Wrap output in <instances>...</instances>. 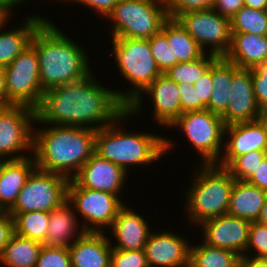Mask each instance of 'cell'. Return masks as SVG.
<instances>
[{
    "instance_id": "6da1fadb",
    "label": "cell",
    "mask_w": 267,
    "mask_h": 267,
    "mask_svg": "<svg viewBox=\"0 0 267 267\" xmlns=\"http://www.w3.org/2000/svg\"><path fill=\"white\" fill-rule=\"evenodd\" d=\"M93 73V74H92ZM92 71L87 77L44 91L35 109V123L87 127L98 130L127 111L115 89L103 86Z\"/></svg>"
},
{
    "instance_id": "7a4b0ae2",
    "label": "cell",
    "mask_w": 267,
    "mask_h": 267,
    "mask_svg": "<svg viewBox=\"0 0 267 267\" xmlns=\"http://www.w3.org/2000/svg\"><path fill=\"white\" fill-rule=\"evenodd\" d=\"M33 127V156L38 169L73 179L95 153L96 130L46 125Z\"/></svg>"
},
{
    "instance_id": "3957f363",
    "label": "cell",
    "mask_w": 267,
    "mask_h": 267,
    "mask_svg": "<svg viewBox=\"0 0 267 267\" xmlns=\"http://www.w3.org/2000/svg\"><path fill=\"white\" fill-rule=\"evenodd\" d=\"M53 23L47 18L30 41L38 56L40 83L44 91L82 80L92 72L90 58L83 47Z\"/></svg>"
},
{
    "instance_id": "277c9868",
    "label": "cell",
    "mask_w": 267,
    "mask_h": 267,
    "mask_svg": "<svg viewBox=\"0 0 267 267\" xmlns=\"http://www.w3.org/2000/svg\"><path fill=\"white\" fill-rule=\"evenodd\" d=\"M130 116L126 111L114 123L95 133V153L120 166L127 173L131 166L150 165L149 163L161 160L176 145L170 137L168 139L157 133L122 130L120 123Z\"/></svg>"
},
{
    "instance_id": "5b68a950",
    "label": "cell",
    "mask_w": 267,
    "mask_h": 267,
    "mask_svg": "<svg viewBox=\"0 0 267 267\" xmlns=\"http://www.w3.org/2000/svg\"><path fill=\"white\" fill-rule=\"evenodd\" d=\"M195 168L193 183L185 191L187 195L184 203V212L191 226L227 214L235 182L230 172L217 164H200Z\"/></svg>"
},
{
    "instance_id": "8992f818",
    "label": "cell",
    "mask_w": 267,
    "mask_h": 267,
    "mask_svg": "<svg viewBox=\"0 0 267 267\" xmlns=\"http://www.w3.org/2000/svg\"><path fill=\"white\" fill-rule=\"evenodd\" d=\"M112 54L122 78L130 83L129 90H115L128 106L160 74L153 58L149 40L112 38Z\"/></svg>"
},
{
    "instance_id": "52a82bcc",
    "label": "cell",
    "mask_w": 267,
    "mask_h": 267,
    "mask_svg": "<svg viewBox=\"0 0 267 267\" xmlns=\"http://www.w3.org/2000/svg\"><path fill=\"white\" fill-rule=\"evenodd\" d=\"M168 18V8L159 0H119L106 19L111 20L112 38L149 39Z\"/></svg>"
},
{
    "instance_id": "ba28073f",
    "label": "cell",
    "mask_w": 267,
    "mask_h": 267,
    "mask_svg": "<svg viewBox=\"0 0 267 267\" xmlns=\"http://www.w3.org/2000/svg\"><path fill=\"white\" fill-rule=\"evenodd\" d=\"M179 128L193 146L200 164H217L224 146L225 124L220 115L210 110L186 112L181 114L169 127Z\"/></svg>"
},
{
    "instance_id": "9c48e42d",
    "label": "cell",
    "mask_w": 267,
    "mask_h": 267,
    "mask_svg": "<svg viewBox=\"0 0 267 267\" xmlns=\"http://www.w3.org/2000/svg\"><path fill=\"white\" fill-rule=\"evenodd\" d=\"M120 198L108 192L83 188L74 179L69 180L67 187V200L75 214H80L84 220L82 228L85 232H106L110 229L124 205Z\"/></svg>"
},
{
    "instance_id": "30bf717a",
    "label": "cell",
    "mask_w": 267,
    "mask_h": 267,
    "mask_svg": "<svg viewBox=\"0 0 267 267\" xmlns=\"http://www.w3.org/2000/svg\"><path fill=\"white\" fill-rule=\"evenodd\" d=\"M68 183V178L36 167L20 190L9 214L14 217L18 213L32 211L51 212L67 200Z\"/></svg>"
},
{
    "instance_id": "8fae6325",
    "label": "cell",
    "mask_w": 267,
    "mask_h": 267,
    "mask_svg": "<svg viewBox=\"0 0 267 267\" xmlns=\"http://www.w3.org/2000/svg\"><path fill=\"white\" fill-rule=\"evenodd\" d=\"M6 96L12 105L36 109L44 90L40 83V68L35 49L29 45L10 65L4 68Z\"/></svg>"
},
{
    "instance_id": "7c38bea8",
    "label": "cell",
    "mask_w": 267,
    "mask_h": 267,
    "mask_svg": "<svg viewBox=\"0 0 267 267\" xmlns=\"http://www.w3.org/2000/svg\"><path fill=\"white\" fill-rule=\"evenodd\" d=\"M175 19L206 53L208 51L217 57H224L228 53L232 37L230 19L213 8L184 12Z\"/></svg>"
},
{
    "instance_id": "4fadbf2b",
    "label": "cell",
    "mask_w": 267,
    "mask_h": 267,
    "mask_svg": "<svg viewBox=\"0 0 267 267\" xmlns=\"http://www.w3.org/2000/svg\"><path fill=\"white\" fill-rule=\"evenodd\" d=\"M35 119V109L28 106L0 109V158L16 160L33 154Z\"/></svg>"
},
{
    "instance_id": "5bb4252c",
    "label": "cell",
    "mask_w": 267,
    "mask_h": 267,
    "mask_svg": "<svg viewBox=\"0 0 267 267\" xmlns=\"http://www.w3.org/2000/svg\"><path fill=\"white\" fill-rule=\"evenodd\" d=\"M152 98L153 119L162 125L170 127L181 115L180 93L178 85L165 73H161L150 85H148L128 106L127 111L133 117L142 113L143 97ZM133 114V115H132Z\"/></svg>"
},
{
    "instance_id": "9a60e30c",
    "label": "cell",
    "mask_w": 267,
    "mask_h": 267,
    "mask_svg": "<svg viewBox=\"0 0 267 267\" xmlns=\"http://www.w3.org/2000/svg\"><path fill=\"white\" fill-rule=\"evenodd\" d=\"M250 221L229 214L203 221L201 240L210 246L234 251L243 257L249 242Z\"/></svg>"
},
{
    "instance_id": "2e32d148",
    "label": "cell",
    "mask_w": 267,
    "mask_h": 267,
    "mask_svg": "<svg viewBox=\"0 0 267 267\" xmlns=\"http://www.w3.org/2000/svg\"><path fill=\"white\" fill-rule=\"evenodd\" d=\"M223 149L217 165L225 168L236 157L253 150H267V127L264 121L260 118L225 126Z\"/></svg>"
},
{
    "instance_id": "e0dca14e",
    "label": "cell",
    "mask_w": 267,
    "mask_h": 267,
    "mask_svg": "<svg viewBox=\"0 0 267 267\" xmlns=\"http://www.w3.org/2000/svg\"><path fill=\"white\" fill-rule=\"evenodd\" d=\"M190 247V242L179 233L152 231L144 246L148 267L189 266Z\"/></svg>"
},
{
    "instance_id": "ac0fdd59",
    "label": "cell",
    "mask_w": 267,
    "mask_h": 267,
    "mask_svg": "<svg viewBox=\"0 0 267 267\" xmlns=\"http://www.w3.org/2000/svg\"><path fill=\"white\" fill-rule=\"evenodd\" d=\"M227 110L221 115L225 126L255 121L263 111L254 95L251 69L239 68L232 78Z\"/></svg>"
},
{
    "instance_id": "d6986e66",
    "label": "cell",
    "mask_w": 267,
    "mask_h": 267,
    "mask_svg": "<svg viewBox=\"0 0 267 267\" xmlns=\"http://www.w3.org/2000/svg\"><path fill=\"white\" fill-rule=\"evenodd\" d=\"M127 172L120 166L94 153L73 178L81 187L115 194L118 197L125 186ZM123 187V188H122Z\"/></svg>"
},
{
    "instance_id": "ffe728a7",
    "label": "cell",
    "mask_w": 267,
    "mask_h": 267,
    "mask_svg": "<svg viewBox=\"0 0 267 267\" xmlns=\"http://www.w3.org/2000/svg\"><path fill=\"white\" fill-rule=\"evenodd\" d=\"M129 205L124 204L118 211L110 228L112 239L110 243L113 249L119 250H142L151 234L152 229L146 219L140 213L133 211ZM132 209V210H131ZM117 241V242H116ZM114 245V246H113Z\"/></svg>"
},
{
    "instance_id": "44dd1931",
    "label": "cell",
    "mask_w": 267,
    "mask_h": 267,
    "mask_svg": "<svg viewBox=\"0 0 267 267\" xmlns=\"http://www.w3.org/2000/svg\"><path fill=\"white\" fill-rule=\"evenodd\" d=\"M109 237L105 232H84L68 248L72 267H110Z\"/></svg>"
},
{
    "instance_id": "7402d4cb",
    "label": "cell",
    "mask_w": 267,
    "mask_h": 267,
    "mask_svg": "<svg viewBox=\"0 0 267 267\" xmlns=\"http://www.w3.org/2000/svg\"><path fill=\"white\" fill-rule=\"evenodd\" d=\"M36 168L34 156L6 160L0 171V211L9 212L17 202L19 192Z\"/></svg>"
},
{
    "instance_id": "603a6c76",
    "label": "cell",
    "mask_w": 267,
    "mask_h": 267,
    "mask_svg": "<svg viewBox=\"0 0 267 267\" xmlns=\"http://www.w3.org/2000/svg\"><path fill=\"white\" fill-rule=\"evenodd\" d=\"M77 217L68 200L49 212V223L43 245L69 248L85 232L82 225L78 226L80 218Z\"/></svg>"
},
{
    "instance_id": "cb8c5ba5",
    "label": "cell",
    "mask_w": 267,
    "mask_h": 267,
    "mask_svg": "<svg viewBox=\"0 0 267 267\" xmlns=\"http://www.w3.org/2000/svg\"><path fill=\"white\" fill-rule=\"evenodd\" d=\"M42 15L31 14L26 16L25 21L19 27L12 29L7 26L0 28V67L5 68L20 55L29 45L32 35L37 28L47 19ZM3 29V30H2ZM10 29V31H9ZM5 30V31H4ZM3 31V32H1Z\"/></svg>"
},
{
    "instance_id": "d4e9b609",
    "label": "cell",
    "mask_w": 267,
    "mask_h": 267,
    "mask_svg": "<svg viewBox=\"0 0 267 267\" xmlns=\"http://www.w3.org/2000/svg\"><path fill=\"white\" fill-rule=\"evenodd\" d=\"M231 46L224 56L239 68L251 69L267 60V35L231 32Z\"/></svg>"
},
{
    "instance_id": "484cf974",
    "label": "cell",
    "mask_w": 267,
    "mask_h": 267,
    "mask_svg": "<svg viewBox=\"0 0 267 267\" xmlns=\"http://www.w3.org/2000/svg\"><path fill=\"white\" fill-rule=\"evenodd\" d=\"M267 193L246 181L235 180L227 214L255 222L259 218Z\"/></svg>"
},
{
    "instance_id": "4316f807",
    "label": "cell",
    "mask_w": 267,
    "mask_h": 267,
    "mask_svg": "<svg viewBox=\"0 0 267 267\" xmlns=\"http://www.w3.org/2000/svg\"><path fill=\"white\" fill-rule=\"evenodd\" d=\"M161 32L166 36L173 51V67L177 63H185L201 58L204 51L198 42L181 26L175 18H168Z\"/></svg>"
},
{
    "instance_id": "83f0119b",
    "label": "cell",
    "mask_w": 267,
    "mask_h": 267,
    "mask_svg": "<svg viewBox=\"0 0 267 267\" xmlns=\"http://www.w3.org/2000/svg\"><path fill=\"white\" fill-rule=\"evenodd\" d=\"M239 67L228 61L225 57H217L211 64V78L214 90L210 96L207 110L222 115L229 103L230 87L233 74Z\"/></svg>"
},
{
    "instance_id": "f1b7e54d",
    "label": "cell",
    "mask_w": 267,
    "mask_h": 267,
    "mask_svg": "<svg viewBox=\"0 0 267 267\" xmlns=\"http://www.w3.org/2000/svg\"><path fill=\"white\" fill-rule=\"evenodd\" d=\"M42 243L13 234L0 253V266L36 267Z\"/></svg>"
},
{
    "instance_id": "f546056e",
    "label": "cell",
    "mask_w": 267,
    "mask_h": 267,
    "mask_svg": "<svg viewBox=\"0 0 267 267\" xmlns=\"http://www.w3.org/2000/svg\"><path fill=\"white\" fill-rule=\"evenodd\" d=\"M200 242L198 245L191 244V267H237L240 263L241 256L234 251Z\"/></svg>"
},
{
    "instance_id": "4dcf8cb0",
    "label": "cell",
    "mask_w": 267,
    "mask_h": 267,
    "mask_svg": "<svg viewBox=\"0 0 267 267\" xmlns=\"http://www.w3.org/2000/svg\"><path fill=\"white\" fill-rule=\"evenodd\" d=\"M14 233L44 243L49 223V212L32 211L18 213L13 217Z\"/></svg>"
},
{
    "instance_id": "1f68e13d",
    "label": "cell",
    "mask_w": 267,
    "mask_h": 267,
    "mask_svg": "<svg viewBox=\"0 0 267 267\" xmlns=\"http://www.w3.org/2000/svg\"><path fill=\"white\" fill-rule=\"evenodd\" d=\"M231 32L267 35V10L242 7L231 19Z\"/></svg>"
},
{
    "instance_id": "d6a6232c",
    "label": "cell",
    "mask_w": 267,
    "mask_h": 267,
    "mask_svg": "<svg viewBox=\"0 0 267 267\" xmlns=\"http://www.w3.org/2000/svg\"><path fill=\"white\" fill-rule=\"evenodd\" d=\"M217 58L216 55L205 53L201 58L191 62L177 63L165 74L177 84L194 83L209 69L212 62Z\"/></svg>"
},
{
    "instance_id": "836d02e7",
    "label": "cell",
    "mask_w": 267,
    "mask_h": 267,
    "mask_svg": "<svg viewBox=\"0 0 267 267\" xmlns=\"http://www.w3.org/2000/svg\"><path fill=\"white\" fill-rule=\"evenodd\" d=\"M267 156V150H253L236 157L226 169L235 180L246 181Z\"/></svg>"
},
{
    "instance_id": "e575fe53",
    "label": "cell",
    "mask_w": 267,
    "mask_h": 267,
    "mask_svg": "<svg viewBox=\"0 0 267 267\" xmlns=\"http://www.w3.org/2000/svg\"><path fill=\"white\" fill-rule=\"evenodd\" d=\"M148 40L158 69L161 73H166L173 67V51L166 36L160 31Z\"/></svg>"
},
{
    "instance_id": "d590c367",
    "label": "cell",
    "mask_w": 267,
    "mask_h": 267,
    "mask_svg": "<svg viewBox=\"0 0 267 267\" xmlns=\"http://www.w3.org/2000/svg\"><path fill=\"white\" fill-rule=\"evenodd\" d=\"M36 267H72L69 249L43 245L40 249Z\"/></svg>"
},
{
    "instance_id": "8d00e7d4",
    "label": "cell",
    "mask_w": 267,
    "mask_h": 267,
    "mask_svg": "<svg viewBox=\"0 0 267 267\" xmlns=\"http://www.w3.org/2000/svg\"><path fill=\"white\" fill-rule=\"evenodd\" d=\"M251 249L254 253L250 252ZM248 253L251 254L249 255ZM251 255L256 258H262L267 255V225L257 221L250 224L249 242L244 256Z\"/></svg>"
},
{
    "instance_id": "74e56055",
    "label": "cell",
    "mask_w": 267,
    "mask_h": 267,
    "mask_svg": "<svg viewBox=\"0 0 267 267\" xmlns=\"http://www.w3.org/2000/svg\"><path fill=\"white\" fill-rule=\"evenodd\" d=\"M110 267H148L144 249L127 251L112 248Z\"/></svg>"
},
{
    "instance_id": "f35d334b",
    "label": "cell",
    "mask_w": 267,
    "mask_h": 267,
    "mask_svg": "<svg viewBox=\"0 0 267 267\" xmlns=\"http://www.w3.org/2000/svg\"><path fill=\"white\" fill-rule=\"evenodd\" d=\"M251 72L256 102L262 111H267V60L251 68Z\"/></svg>"
},
{
    "instance_id": "ab89813d",
    "label": "cell",
    "mask_w": 267,
    "mask_h": 267,
    "mask_svg": "<svg viewBox=\"0 0 267 267\" xmlns=\"http://www.w3.org/2000/svg\"><path fill=\"white\" fill-rule=\"evenodd\" d=\"M216 0H175L168 7V15L175 18L178 14L212 8Z\"/></svg>"
},
{
    "instance_id": "60d3db41",
    "label": "cell",
    "mask_w": 267,
    "mask_h": 267,
    "mask_svg": "<svg viewBox=\"0 0 267 267\" xmlns=\"http://www.w3.org/2000/svg\"><path fill=\"white\" fill-rule=\"evenodd\" d=\"M194 88L198 93V111L206 110L209 105L210 96L214 90L211 78V66L209 69L194 83Z\"/></svg>"
},
{
    "instance_id": "b9f144b4",
    "label": "cell",
    "mask_w": 267,
    "mask_h": 267,
    "mask_svg": "<svg viewBox=\"0 0 267 267\" xmlns=\"http://www.w3.org/2000/svg\"><path fill=\"white\" fill-rule=\"evenodd\" d=\"M177 85L180 93L181 114L198 111V93L194 85L188 83Z\"/></svg>"
},
{
    "instance_id": "7bdbcfd3",
    "label": "cell",
    "mask_w": 267,
    "mask_h": 267,
    "mask_svg": "<svg viewBox=\"0 0 267 267\" xmlns=\"http://www.w3.org/2000/svg\"><path fill=\"white\" fill-rule=\"evenodd\" d=\"M61 1L62 0H58ZM68 2H78L77 4H82V6L91 8L92 11H95L96 14L107 18V16L112 12L114 6L117 4L119 0H63Z\"/></svg>"
},
{
    "instance_id": "ee69618b",
    "label": "cell",
    "mask_w": 267,
    "mask_h": 267,
    "mask_svg": "<svg viewBox=\"0 0 267 267\" xmlns=\"http://www.w3.org/2000/svg\"><path fill=\"white\" fill-rule=\"evenodd\" d=\"M14 234V221L9 212L0 211V253Z\"/></svg>"
},
{
    "instance_id": "f6af8a7d",
    "label": "cell",
    "mask_w": 267,
    "mask_h": 267,
    "mask_svg": "<svg viewBox=\"0 0 267 267\" xmlns=\"http://www.w3.org/2000/svg\"><path fill=\"white\" fill-rule=\"evenodd\" d=\"M242 7L243 0H216L212 8L223 17L231 19Z\"/></svg>"
},
{
    "instance_id": "bcb514c9",
    "label": "cell",
    "mask_w": 267,
    "mask_h": 267,
    "mask_svg": "<svg viewBox=\"0 0 267 267\" xmlns=\"http://www.w3.org/2000/svg\"><path fill=\"white\" fill-rule=\"evenodd\" d=\"M247 183L259 187L267 193V156L257 167L251 176L246 180Z\"/></svg>"
},
{
    "instance_id": "7dc6e473",
    "label": "cell",
    "mask_w": 267,
    "mask_h": 267,
    "mask_svg": "<svg viewBox=\"0 0 267 267\" xmlns=\"http://www.w3.org/2000/svg\"><path fill=\"white\" fill-rule=\"evenodd\" d=\"M12 106L6 96V79L4 68L0 67V109Z\"/></svg>"
},
{
    "instance_id": "c3c4849f",
    "label": "cell",
    "mask_w": 267,
    "mask_h": 267,
    "mask_svg": "<svg viewBox=\"0 0 267 267\" xmlns=\"http://www.w3.org/2000/svg\"><path fill=\"white\" fill-rule=\"evenodd\" d=\"M240 264L243 267H267L266 262L262 258H256L252 256L241 257Z\"/></svg>"
},
{
    "instance_id": "681fc988",
    "label": "cell",
    "mask_w": 267,
    "mask_h": 267,
    "mask_svg": "<svg viewBox=\"0 0 267 267\" xmlns=\"http://www.w3.org/2000/svg\"><path fill=\"white\" fill-rule=\"evenodd\" d=\"M243 2L245 7L267 10V0H243Z\"/></svg>"
},
{
    "instance_id": "f907efd6",
    "label": "cell",
    "mask_w": 267,
    "mask_h": 267,
    "mask_svg": "<svg viewBox=\"0 0 267 267\" xmlns=\"http://www.w3.org/2000/svg\"><path fill=\"white\" fill-rule=\"evenodd\" d=\"M13 16L11 12L0 3V28L6 26Z\"/></svg>"
},
{
    "instance_id": "816d5d0a",
    "label": "cell",
    "mask_w": 267,
    "mask_h": 267,
    "mask_svg": "<svg viewBox=\"0 0 267 267\" xmlns=\"http://www.w3.org/2000/svg\"><path fill=\"white\" fill-rule=\"evenodd\" d=\"M27 1L28 0H0V3L13 14V9L15 10L17 5L23 4L24 2L26 4Z\"/></svg>"
},
{
    "instance_id": "f5cc1de1",
    "label": "cell",
    "mask_w": 267,
    "mask_h": 267,
    "mask_svg": "<svg viewBox=\"0 0 267 267\" xmlns=\"http://www.w3.org/2000/svg\"><path fill=\"white\" fill-rule=\"evenodd\" d=\"M257 222L267 225V197L265 199L264 205L261 208V212Z\"/></svg>"
},
{
    "instance_id": "db71d44e",
    "label": "cell",
    "mask_w": 267,
    "mask_h": 267,
    "mask_svg": "<svg viewBox=\"0 0 267 267\" xmlns=\"http://www.w3.org/2000/svg\"><path fill=\"white\" fill-rule=\"evenodd\" d=\"M159 1L168 8L175 0H159Z\"/></svg>"
},
{
    "instance_id": "11a10c76",
    "label": "cell",
    "mask_w": 267,
    "mask_h": 267,
    "mask_svg": "<svg viewBox=\"0 0 267 267\" xmlns=\"http://www.w3.org/2000/svg\"><path fill=\"white\" fill-rule=\"evenodd\" d=\"M261 119L264 121L267 127V111H263V114L261 115Z\"/></svg>"
},
{
    "instance_id": "9f6ffc18",
    "label": "cell",
    "mask_w": 267,
    "mask_h": 267,
    "mask_svg": "<svg viewBox=\"0 0 267 267\" xmlns=\"http://www.w3.org/2000/svg\"><path fill=\"white\" fill-rule=\"evenodd\" d=\"M5 161H6L5 159L0 158V171Z\"/></svg>"
},
{
    "instance_id": "6f0895ef",
    "label": "cell",
    "mask_w": 267,
    "mask_h": 267,
    "mask_svg": "<svg viewBox=\"0 0 267 267\" xmlns=\"http://www.w3.org/2000/svg\"><path fill=\"white\" fill-rule=\"evenodd\" d=\"M262 259L266 262L267 264V255H265L264 257H262Z\"/></svg>"
}]
</instances>
